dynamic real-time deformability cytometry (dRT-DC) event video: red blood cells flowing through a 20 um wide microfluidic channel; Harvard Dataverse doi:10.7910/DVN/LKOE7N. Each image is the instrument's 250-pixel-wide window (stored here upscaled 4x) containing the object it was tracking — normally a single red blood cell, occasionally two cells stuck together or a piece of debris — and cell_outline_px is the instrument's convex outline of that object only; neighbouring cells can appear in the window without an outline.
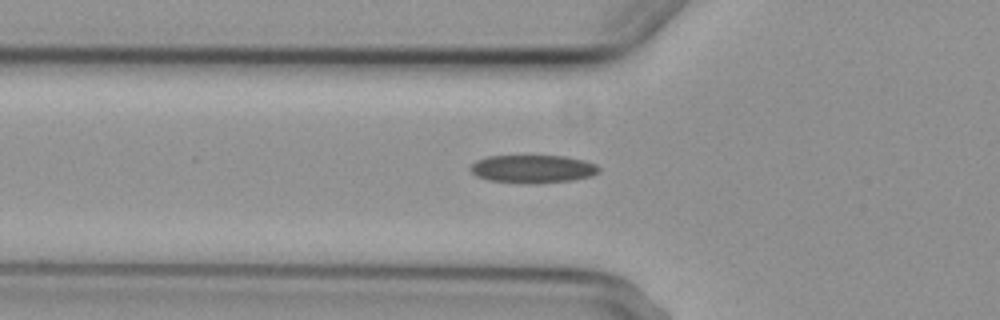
{"species": "common noctule bat (a hibernating species)", "species_latin": "Nyctalus noctula", "temperature_condition": "cold", "stored_images_in_passage": 6, "camera_frame_rate_fps": 3000, "um_per_image_px": 0.085, "animal": {"sex": "female", "body_mass_g": 29.2, "forearm_length_mm": 56.3}, "frame": {"image": 1, "passage_image": 6, "time_ms": 6.0, "image_size_px": [1000, 320], "cell_outline_px": [[600, 172], [592, 176], [572, 180], [532, 184], [520, 184], [488, 180], [476, 176], [468, 168], [476, 160], [488, 156], [564, 156], [584, 160], [596, 164], [600, 168]], "centroid_in_image_um": [45.28, 14.37], "position_along_channel_um": 80.5, "area_um2": 21.27}}